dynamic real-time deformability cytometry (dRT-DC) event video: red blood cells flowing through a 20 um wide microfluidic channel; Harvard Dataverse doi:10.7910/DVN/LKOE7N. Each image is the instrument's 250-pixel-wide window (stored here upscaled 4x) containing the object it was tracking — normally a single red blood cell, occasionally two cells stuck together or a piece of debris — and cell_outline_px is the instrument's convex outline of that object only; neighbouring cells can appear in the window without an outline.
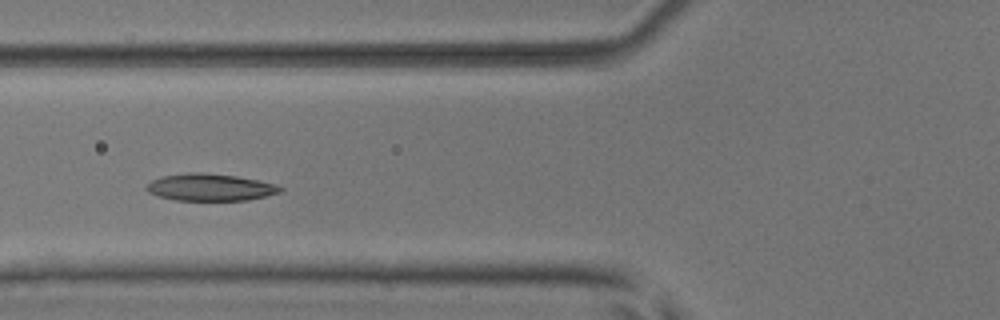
{"species": "common noctule bat (a hibernating species)", "species_latin": "Nyctalus noctula", "temperature_condition": "room temperature", "stored_images_in_passage": 8, "camera_frame_rate_fps": 3000, "um_per_image_px": 0.085, "animal": {"sex": "male", "body_mass_g": 17.9, "forearm_length_mm": 54.2}, "frame": {"image": 1, "passage_image": 4, "time_ms": 3.667, "image_size_px": [1000, 320], "cell_outline_px": [[284, 188], [280, 192], [248, 200], [176, 200], [160, 196], [148, 192], [144, 188], [152, 180], [160, 176], [188, 172], [200, 172], [236, 176], [276, 184]], "centroid_in_image_um": [17.84, 15.91], "position_along_channel_um": 108.0, "area_um2": 20.98}}
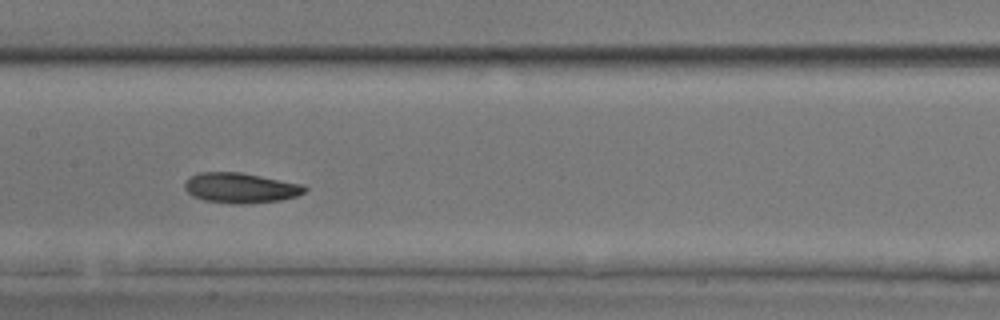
{"frame": {"image": 2, "passage_image": 6, "time_ms": 5.667, "image_size_px": [1000, 320], "cell_outline_px": [[308, 188], [304, 192], [296, 196], [280, 200], [244, 204], [232, 204], [204, 200], [192, 196], [184, 188], [184, 184], [192, 176], [200, 172], [240, 172], [304, 184]], "centroid_in_image_um": [20.46, 15.97], "position_along_channel_um": 186.9, "area_um2": 21.1}}
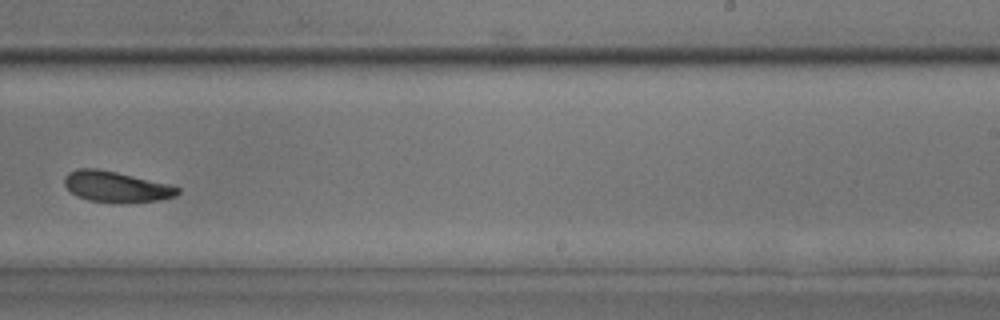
{"frame": {"image": 3, "passage_image": 8, "time_ms": 8.0, "image_size_px": [1000, 320], "cell_outline_px": [[180, 192], [176, 196], [160, 200], [124, 204], [116, 204], [88, 200], [76, 196], [64, 184], [64, 176], [68, 172], [76, 168], [96, 168], [116, 172], [168, 184], [180, 188]], "centroid_in_image_um": [9.86, 15.89], "position_along_channel_um": 279.1, "area_um2": 20.63}}